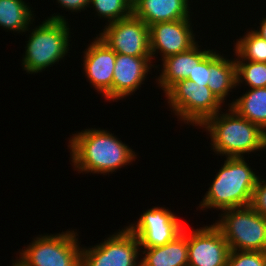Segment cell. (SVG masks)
<instances>
[{
  "instance_id": "cell-1",
  "label": "cell",
  "mask_w": 266,
  "mask_h": 266,
  "mask_svg": "<svg viewBox=\"0 0 266 266\" xmlns=\"http://www.w3.org/2000/svg\"><path fill=\"white\" fill-rule=\"evenodd\" d=\"M72 135L70 161L78 173L109 175L136 160L135 151L106 129L88 128Z\"/></svg>"
},
{
  "instance_id": "cell-2",
  "label": "cell",
  "mask_w": 266,
  "mask_h": 266,
  "mask_svg": "<svg viewBox=\"0 0 266 266\" xmlns=\"http://www.w3.org/2000/svg\"><path fill=\"white\" fill-rule=\"evenodd\" d=\"M200 128H205L211 139V150L220 157L244 158L251 152L266 150V132L229 106L226 112L208 118Z\"/></svg>"
},
{
  "instance_id": "cell-3",
  "label": "cell",
  "mask_w": 266,
  "mask_h": 266,
  "mask_svg": "<svg viewBox=\"0 0 266 266\" xmlns=\"http://www.w3.org/2000/svg\"><path fill=\"white\" fill-rule=\"evenodd\" d=\"M246 162L245 157H226L198 208L223 211L249 206L259 175Z\"/></svg>"
},
{
  "instance_id": "cell-4",
  "label": "cell",
  "mask_w": 266,
  "mask_h": 266,
  "mask_svg": "<svg viewBox=\"0 0 266 266\" xmlns=\"http://www.w3.org/2000/svg\"><path fill=\"white\" fill-rule=\"evenodd\" d=\"M66 16L56 13L44 21L28 28L29 37L22 58V68L28 74H36L53 67L65 59L69 51L71 32ZM31 29V31H30Z\"/></svg>"
},
{
  "instance_id": "cell-5",
  "label": "cell",
  "mask_w": 266,
  "mask_h": 266,
  "mask_svg": "<svg viewBox=\"0 0 266 266\" xmlns=\"http://www.w3.org/2000/svg\"><path fill=\"white\" fill-rule=\"evenodd\" d=\"M68 230V231H67ZM40 234L19 251L16 266H81L82 247L75 229Z\"/></svg>"
},
{
  "instance_id": "cell-6",
  "label": "cell",
  "mask_w": 266,
  "mask_h": 266,
  "mask_svg": "<svg viewBox=\"0 0 266 266\" xmlns=\"http://www.w3.org/2000/svg\"><path fill=\"white\" fill-rule=\"evenodd\" d=\"M213 223L230 250L266 252V218L250 205L221 211Z\"/></svg>"
},
{
  "instance_id": "cell-7",
  "label": "cell",
  "mask_w": 266,
  "mask_h": 266,
  "mask_svg": "<svg viewBox=\"0 0 266 266\" xmlns=\"http://www.w3.org/2000/svg\"><path fill=\"white\" fill-rule=\"evenodd\" d=\"M164 96L178 121L198 128L224 106L207 84H198L188 79L178 81Z\"/></svg>"
},
{
  "instance_id": "cell-8",
  "label": "cell",
  "mask_w": 266,
  "mask_h": 266,
  "mask_svg": "<svg viewBox=\"0 0 266 266\" xmlns=\"http://www.w3.org/2000/svg\"><path fill=\"white\" fill-rule=\"evenodd\" d=\"M102 240L82 247L81 266H140V242L127 227Z\"/></svg>"
},
{
  "instance_id": "cell-9",
  "label": "cell",
  "mask_w": 266,
  "mask_h": 266,
  "mask_svg": "<svg viewBox=\"0 0 266 266\" xmlns=\"http://www.w3.org/2000/svg\"><path fill=\"white\" fill-rule=\"evenodd\" d=\"M97 36L118 54L151 57L150 28L133 13L106 24Z\"/></svg>"
},
{
  "instance_id": "cell-10",
  "label": "cell",
  "mask_w": 266,
  "mask_h": 266,
  "mask_svg": "<svg viewBox=\"0 0 266 266\" xmlns=\"http://www.w3.org/2000/svg\"><path fill=\"white\" fill-rule=\"evenodd\" d=\"M176 215L168 207L153 206L126 227L137 237L140 249L159 247L182 233L185 225H182L183 222Z\"/></svg>"
},
{
  "instance_id": "cell-11",
  "label": "cell",
  "mask_w": 266,
  "mask_h": 266,
  "mask_svg": "<svg viewBox=\"0 0 266 266\" xmlns=\"http://www.w3.org/2000/svg\"><path fill=\"white\" fill-rule=\"evenodd\" d=\"M189 231L188 266H227L230 247L214 224Z\"/></svg>"
},
{
  "instance_id": "cell-12",
  "label": "cell",
  "mask_w": 266,
  "mask_h": 266,
  "mask_svg": "<svg viewBox=\"0 0 266 266\" xmlns=\"http://www.w3.org/2000/svg\"><path fill=\"white\" fill-rule=\"evenodd\" d=\"M192 18L152 24L150 28V54L160 60L189 50L197 40L193 31ZM157 53V54H156Z\"/></svg>"
},
{
  "instance_id": "cell-13",
  "label": "cell",
  "mask_w": 266,
  "mask_h": 266,
  "mask_svg": "<svg viewBox=\"0 0 266 266\" xmlns=\"http://www.w3.org/2000/svg\"><path fill=\"white\" fill-rule=\"evenodd\" d=\"M90 41L91 44L83 51V71L98 94L105 101H112L113 71L116 61V52L112 50L98 36Z\"/></svg>"
},
{
  "instance_id": "cell-14",
  "label": "cell",
  "mask_w": 266,
  "mask_h": 266,
  "mask_svg": "<svg viewBox=\"0 0 266 266\" xmlns=\"http://www.w3.org/2000/svg\"><path fill=\"white\" fill-rule=\"evenodd\" d=\"M152 57H135L116 53L113 71L112 101L122 100L133 95L144 84L147 75L152 73ZM151 70V71H150ZM150 72V73H149Z\"/></svg>"
},
{
  "instance_id": "cell-15",
  "label": "cell",
  "mask_w": 266,
  "mask_h": 266,
  "mask_svg": "<svg viewBox=\"0 0 266 266\" xmlns=\"http://www.w3.org/2000/svg\"><path fill=\"white\" fill-rule=\"evenodd\" d=\"M199 41L189 50L171 55L162 60L159 76H156L157 85L166 93L178 81L188 79L197 66L212 50L200 49Z\"/></svg>"
},
{
  "instance_id": "cell-16",
  "label": "cell",
  "mask_w": 266,
  "mask_h": 266,
  "mask_svg": "<svg viewBox=\"0 0 266 266\" xmlns=\"http://www.w3.org/2000/svg\"><path fill=\"white\" fill-rule=\"evenodd\" d=\"M190 0H133L132 13L148 26L190 18ZM190 13H192L190 15Z\"/></svg>"
},
{
  "instance_id": "cell-17",
  "label": "cell",
  "mask_w": 266,
  "mask_h": 266,
  "mask_svg": "<svg viewBox=\"0 0 266 266\" xmlns=\"http://www.w3.org/2000/svg\"><path fill=\"white\" fill-rule=\"evenodd\" d=\"M188 229L173 241L159 247L140 250V266H188Z\"/></svg>"
},
{
  "instance_id": "cell-18",
  "label": "cell",
  "mask_w": 266,
  "mask_h": 266,
  "mask_svg": "<svg viewBox=\"0 0 266 266\" xmlns=\"http://www.w3.org/2000/svg\"><path fill=\"white\" fill-rule=\"evenodd\" d=\"M207 86L217 99L224 105L230 92L237 86V69L234 58L228 59L218 51L210 52V77Z\"/></svg>"
},
{
  "instance_id": "cell-19",
  "label": "cell",
  "mask_w": 266,
  "mask_h": 266,
  "mask_svg": "<svg viewBox=\"0 0 266 266\" xmlns=\"http://www.w3.org/2000/svg\"><path fill=\"white\" fill-rule=\"evenodd\" d=\"M231 102L227 105L237 114L266 132V87L249 88L248 91Z\"/></svg>"
},
{
  "instance_id": "cell-20",
  "label": "cell",
  "mask_w": 266,
  "mask_h": 266,
  "mask_svg": "<svg viewBox=\"0 0 266 266\" xmlns=\"http://www.w3.org/2000/svg\"><path fill=\"white\" fill-rule=\"evenodd\" d=\"M25 0H0V27L21 34L33 25L34 11Z\"/></svg>"
},
{
  "instance_id": "cell-21",
  "label": "cell",
  "mask_w": 266,
  "mask_h": 266,
  "mask_svg": "<svg viewBox=\"0 0 266 266\" xmlns=\"http://www.w3.org/2000/svg\"><path fill=\"white\" fill-rule=\"evenodd\" d=\"M233 51L235 60L266 63V40L255 34L252 29L236 40Z\"/></svg>"
},
{
  "instance_id": "cell-22",
  "label": "cell",
  "mask_w": 266,
  "mask_h": 266,
  "mask_svg": "<svg viewBox=\"0 0 266 266\" xmlns=\"http://www.w3.org/2000/svg\"><path fill=\"white\" fill-rule=\"evenodd\" d=\"M132 2L133 0H90L89 7H93L97 12L95 15L109 24L131 15Z\"/></svg>"
},
{
  "instance_id": "cell-23",
  "label": "cell",
  "mask_w": 266,
  "mask_h": 266,
  "mask_svg": "<svg viewBox=\"0 0 266 266\" xmlns=\"http://www.w3.org/2000/svg\"><path fill=\"white\" fill-rule=\"evenodd\" d=\"M237 86L245 83L248 88L266 87V63L248 60H235Z\"/></svg>"
},
{
  "instance_id": "cell-24",
  "label": "cell",
  "mask_w": 266,
  "mask_h": 266,
  "mask_svg": "<svg viewBox=\"0 0 266 266\" xmlns=\"http://www.w3.org/2000/svg\"><path fill=\"white\" fill-rule=\"evenodd\" d=\"M227 266H266V252L230 250Z\"/></svg>"
},
{
  "instance_id": "cell-25",
  "label": "cell",
  "mask_w": 266,
  "mask_h": 266,
  "mask_svg": "<svg viewBox=\"0 0 266 266\" xmlns=\"http://www.w3.org/2000/svg\"><path fill=\"white\" fill-rule=\"evenodd\" d=\"M258 178L252 193L250 206L261 216L266 218V179Z\"/></svg>"
},
{
  "instance_id": "cell-26",
  "label": "cell",
  "mask_w": 266,
  "mask_h": 266,
  "mask_svg": "<svg viewBox=\"0 0 266 266\" xmlns=\"http://www.w3.org/2000/svg\"><path fill=\"white\" fill-rule=\"evenodd\" d=\"M210 77V53L197 65L188 80L198 84H207Z\"/></svg>"
},
{
  "instance_id": "cell-27",
  "label": "cell",
  "mask_w": 266,
  "mask_h": 266,
  "mask_svg": "<svg viewBox=\"0 0 266 266\" xmlns=\"http://www.w3.org/2000/svg\"><path fill=\"white\" fill-rule=\"evenodd\" d=\"M89 1L90 0H57V3L68 12L80 13L81 10L84 11L85 9L87 10V7L89 8Z\"/></svg>"
},
{
  "instance_id": "cell-28",
  "label": "cell",
  "mask_w": 266,
  "mask_h": 266,
  "mask_svg": "<svg viewBox=\"0 0 266 266\" xmlns=\"http://www.w3.org/2000/svg\"><path fill=\"white\" fill-rule=\"evenodd\" d=\"M260 26L257 27V29L252 30L255 34H257L262 39L266 40V17L263 18L260 21Z\"/></svg>"
},
{
  "instance_id": "cell-29",
  "label": "cell",
  "mask_w": 266,
  "mask_h": 266,
  "mask_svg": "<svg viewBox=\"0 0 266 266\" xmlns=\"http://www.w3.org/2000/svg\"><path fill=\"white\" fill-rule=\"evenodd\" d=\"M12 262L11 266H16L15 260H12Z\"/></svg>"
}]
</instances>
